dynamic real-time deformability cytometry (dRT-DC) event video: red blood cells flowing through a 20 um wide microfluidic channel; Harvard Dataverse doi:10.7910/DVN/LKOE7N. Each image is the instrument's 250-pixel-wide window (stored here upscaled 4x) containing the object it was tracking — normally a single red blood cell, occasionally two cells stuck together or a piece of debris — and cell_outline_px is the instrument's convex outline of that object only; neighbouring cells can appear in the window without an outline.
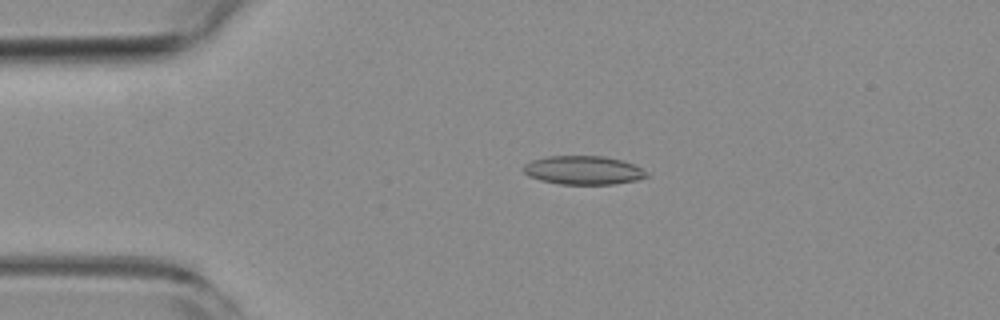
{"species": "common noctule bat (a hibernating species)", "species_latin": "Nyctalus noctula", "temperature_condition": "room temperature", "stored_images_in_passage": 44, "camera_frame_rate_fps": 3000, "um_per_image_px": 0.085, "animal": {"sex": "female", "body_mass_g": 19.3, "forearm_length_mm": 54.1}, "frame": {"image": 1, "passage_image": 2, "time_ms": 0.333, "image_size_px": [1000, 320], "cell_outline_px": [[648, 176], [636, 180], [616, 184], [560, 184], [540, 180], [528, 176], [524, 172], [524, 164], [532, 160], [548, 156], [604, 156], [620, 160], [632, 164], [640, 168]], "centroid_in_image_um": [49.54, 14.47], "position_along_channel_um": 35.5, "area_um2": 20.35}}
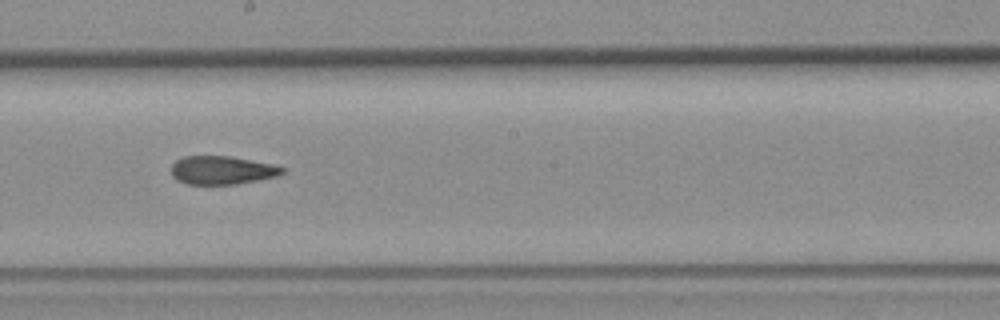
{"frame": {"image": 2, "passage_image": 20, "time_ms": 6.333, "image_size_px": [1000, 320], "cell_outline_px": [[284, 172], [276, 176], [236, 184], [188, 184], [176, 180], [172, 176], [172, 164], [176, 160], [184, 156], [232, 156], [272, 164], [284, 168]], "centroid_in_image_um": [18.84, 14.46], "position_along_channel_um": 229.4, "area_um2": 18.26}}
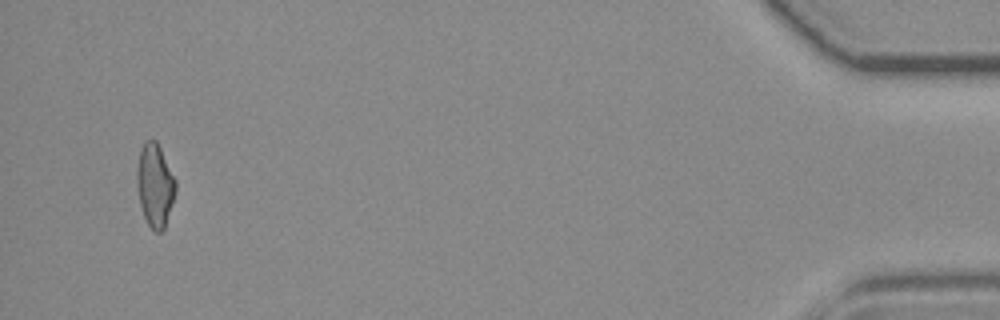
{"frame": {"image": 3, "passage_image": 42, "time_ms": 13.667, "image_size_px": [1000, 320], "cell_outline_px": [[176, 192], [164, 228], [160, 232], [152, 232], [144, 216], [140, 204], [136, 184], [136, 172], [140, 148], [144, 140], [156, 140], [176, 180]], "centroid_in_image_um": [13.16, 15.74], "position_along_channel_um": 422.0, "area_um2": 18.84}, "authors_computed_cell_mechanics": {"area_um2": 19.3052, "velocity_mm_per_s": 3.8305, "shape_relaxation_time_tau1_ms": null, "shape_relaxation_time_tau2_ms": 3.374, "deformation_change_tau1": null, "deformation_change_tau2": 0.1253}}